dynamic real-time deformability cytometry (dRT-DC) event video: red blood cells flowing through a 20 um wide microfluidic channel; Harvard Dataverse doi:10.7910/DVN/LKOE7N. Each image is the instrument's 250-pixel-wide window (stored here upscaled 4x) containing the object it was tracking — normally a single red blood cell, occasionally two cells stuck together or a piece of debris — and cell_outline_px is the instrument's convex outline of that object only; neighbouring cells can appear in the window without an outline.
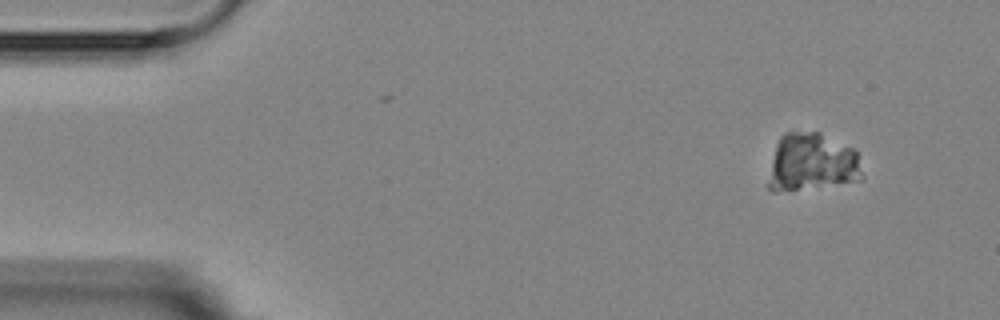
{"species": "Egyptian fruit bat (a non-hibernating species)", "species_latin": "Rousettus aegyptiacus", "temperature_condition": "room temperature", "stored_images_in_passage": 8, "camera_frame_rate_fps": 3000, "um_per_image_px": 0.085, "animal": {"sex": "female"}, "frame": {"image": 1, "passage_image": 1, "time_ms": 0.0, "image_size_px": [1000, 320], "cell_outline_px": [[864, 176], [860, 180], [776, 192], [772, 192], [768, 188], [768, 184], [776, 144], [780, 136], [784, 132], [820, 132], [856, 148]], "centroid_in_image_um": [69.05, 13.77], "position_along_channel_um": 16.0, "area_um2": 31.56}}
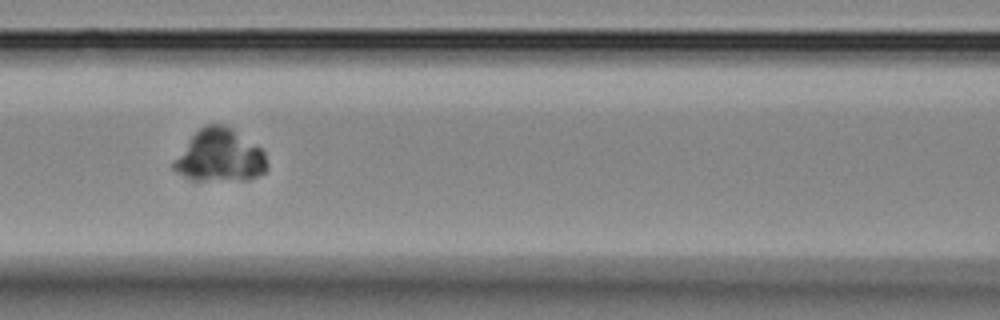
{"frame": {"image": 2, "passage_image": 6, "time_ms": 6.333, "image_size_px": [1000, 320], "cell_outline_px": [[268, 168], [264, 172], [248, 180], [192, 180], [184, 176], [172, 168], [172, 160], [192, 136], [200, 128], [208, 124], [220, 124], [232, 128], [260, 148], [264, 152], [268, 164]], "centroid_in_image_um": [18.68, 13.25], "position_along_channel_um": 147.9, "area_um2": 28.5}}
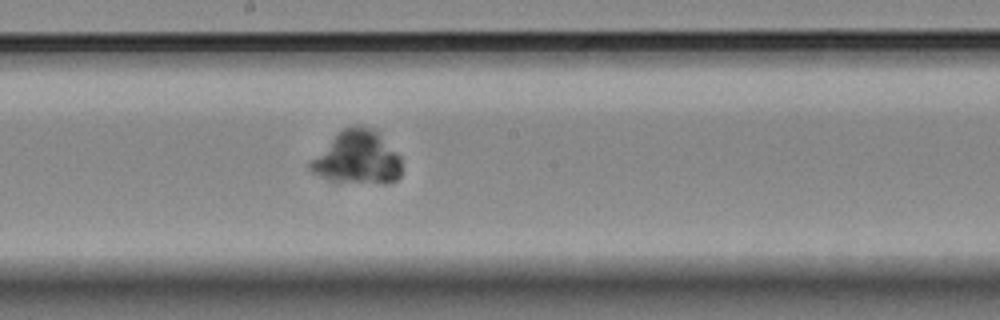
{"frame": {"image": 3, "passage_image": 8, "time_ms": 8.333, "image_size_px": [1000, 320], "cell_outline_px": [[400, 176], [396, 180], [384, 184], [380, 184], [332, 180], [312, 172], [308, 168], [308, 164], [344, 128], [352, 124], [356, 124], [372, 128], [400, 156]], "centroid_in_image_um": [30.41, 13.42], "position_along_channel_um": 217.8, "area_um2": 27.57}}